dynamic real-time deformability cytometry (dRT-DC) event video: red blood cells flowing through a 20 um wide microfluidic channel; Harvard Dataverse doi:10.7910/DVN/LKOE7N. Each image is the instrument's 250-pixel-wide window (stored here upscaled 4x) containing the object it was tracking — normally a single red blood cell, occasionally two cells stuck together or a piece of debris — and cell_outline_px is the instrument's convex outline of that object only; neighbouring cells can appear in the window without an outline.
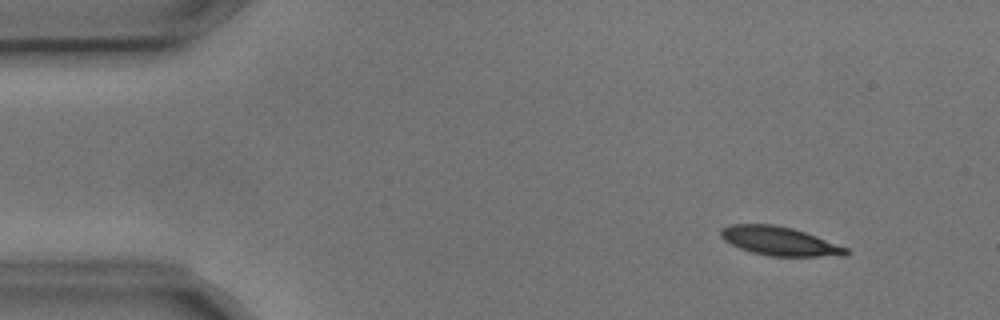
{"species": "common noctule bat (a hibernating species)", "species_latin": "Nyctalus noctula", "temperature_condition": "cold", "stored_images_in_passage": 9, "camera_frame_rate_fps": 3000, "um_per_image_px": 0.085, "animal": {"sex": "male", "body_mass_g": 17.9, "forearm_length_mm": 54.2}, "frame": {"image": 1, "passage_image": 1, "time_ms": 0.0, "image_size_px": [1000, 320], "cell_outline_px": [[852, 252], [848, 256], [768, 256], [752, 252], [740, 248], [724, 240], [720, 236], [720, 228], [732, 224], [776, 224], [792, 228], [816, 236], [848, 248]], "centroid_in_image_um": [66.28, 20.5], "position_along_channel_um": 18.7, "area_um2": 21.1}}
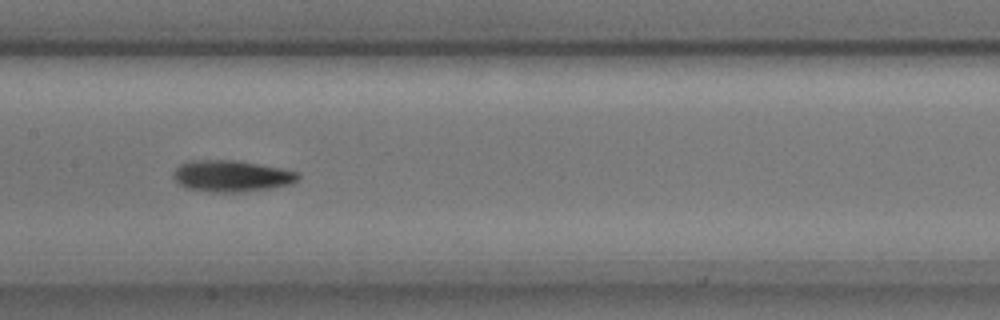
{"frame": {"image": 2, "passage_image": 7, "time_ms": 2.0, "image_size_px": [1000, 320], "cell_outline_px": [[300, 176], [292, 184], [276, 188], [244, 192], [208, 192], [184, 188], [172, 176], [172, 172], [180, 164], [188, 160], [232, 160], [260, 164], [300, 172]], "centroid_in_image_um": [19.68, 14.97], "position_along_channel_um": 187.7, "area_um2": 23.24}}
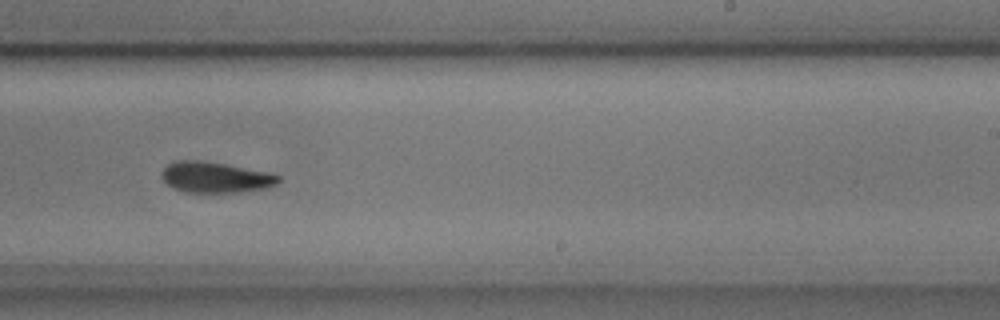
{"frame": {"image": 3, "passage_image": 9, "time_ms": 2.667, "image_size_px": [1000, 320], "cell_outline_px": [[280, 180], [276, 184], [268, 188], [240, 192], [184, 192], [168, 184], [164, 180], [160, 172], [168, 164], [176, 160], [200, 160], [272, 172], [280, 176]], "centroid_in_image_um": [18.35, 15.06], "position_along_channel_um": 270.7, "area_um2": 20.98}}